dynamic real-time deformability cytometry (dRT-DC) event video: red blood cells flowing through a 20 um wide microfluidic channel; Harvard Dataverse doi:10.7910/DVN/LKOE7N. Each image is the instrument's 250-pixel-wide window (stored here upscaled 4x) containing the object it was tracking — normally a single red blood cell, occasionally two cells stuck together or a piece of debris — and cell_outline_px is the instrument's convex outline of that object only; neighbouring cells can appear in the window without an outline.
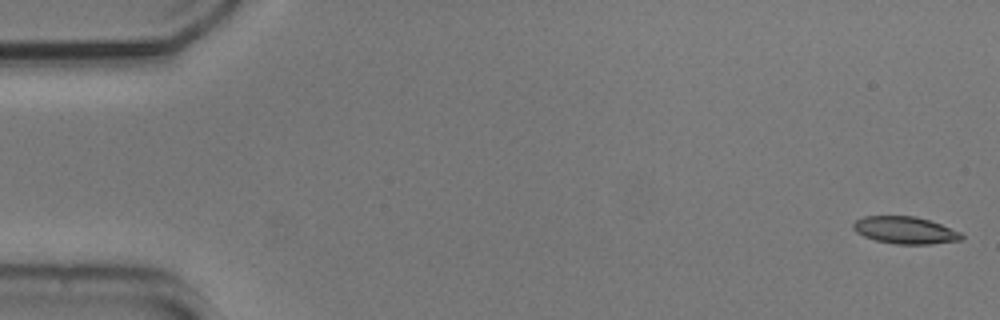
{"species": "common noctule bat (a hibernating species)", "species_latin": "Nyctalus noctula", "temperature_condition": "cold", "stored_images_in_passage": 54, "camera_frame_rate_fps": 3000, "um_per_image_px": 0.085, "animal": {"sex": "male", "body_mass_g": 20.5, "forearm_length_mm": 52.5}, "frame": {"image": 1, "passage_image": 1, "time_ms": 0.0, "image_size_px": [1000, 320], "cell_outline_px": [[964, 236], [960, 240], [928, 244], [896, 244], [876, 240], [864, 236], [856, 232], [852, 228], [852, 224], [856, 220], [864, 216], [916, 216], [940, 224], [960, 232]], "centroid_in_image_um": [76.9, 19.56], "position_along_channel_um": 8.1, "area_um2": 16.99}}
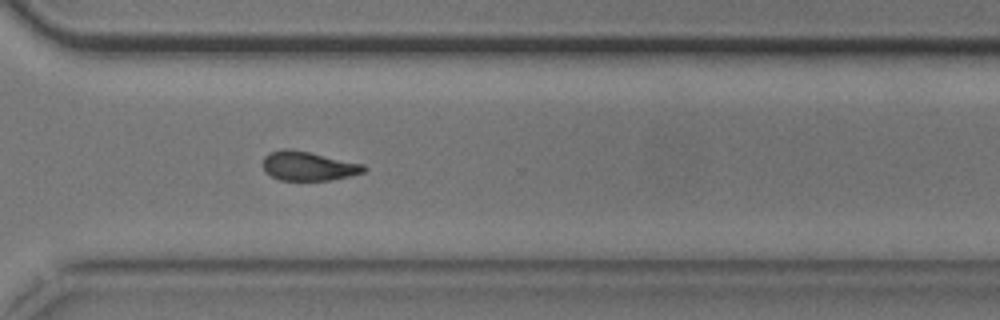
{"frame": {"image": 2, "passage_image": 39, "time_ms": 12.667, "image_size_px": [1000, 320], "cell_outline_px": [[368, 168], [364, 172], [348, 176], [328, 180], [280, 180], [264, 172], [264, 156], [268, 152], [280, 148], [288, 148], [308, 152], [364, 164]], "centroid_in_image_um": [26.18, 14.1], "position_along_channel_um": 344.4, "area_um2": 17.11}}
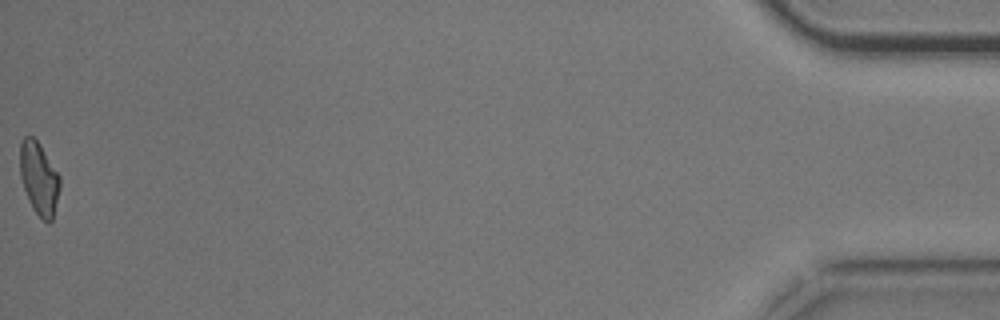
{"frame": {"image": 3, "passage_image": 54, "time_ms": 17.667, "image_size_px": [1000, 320], "cell_outline_px": [[60, 188], [52, 220], [48, 224], [32, 208], [24, 188], [20, 176], [20, 144], [24, 136], [32, 136], [40, 144], [60, 176]], "centroid_in_image_um": [3.32, 15.15], "position_along_channel_um": 431.9, "area_um2": 16.76}, "authors_computed_cell_mechanics": {"area_um2": 17.4556, "velocity_mm_per_s": 3.7352, "shape_relaxation_time_tau1_ms": 3.6341, "shape_relaxation_time_tau2_ms": 2.8688, "deformation_change_tau1": 0.1257, "deformation_change_tau2": 0.091}}